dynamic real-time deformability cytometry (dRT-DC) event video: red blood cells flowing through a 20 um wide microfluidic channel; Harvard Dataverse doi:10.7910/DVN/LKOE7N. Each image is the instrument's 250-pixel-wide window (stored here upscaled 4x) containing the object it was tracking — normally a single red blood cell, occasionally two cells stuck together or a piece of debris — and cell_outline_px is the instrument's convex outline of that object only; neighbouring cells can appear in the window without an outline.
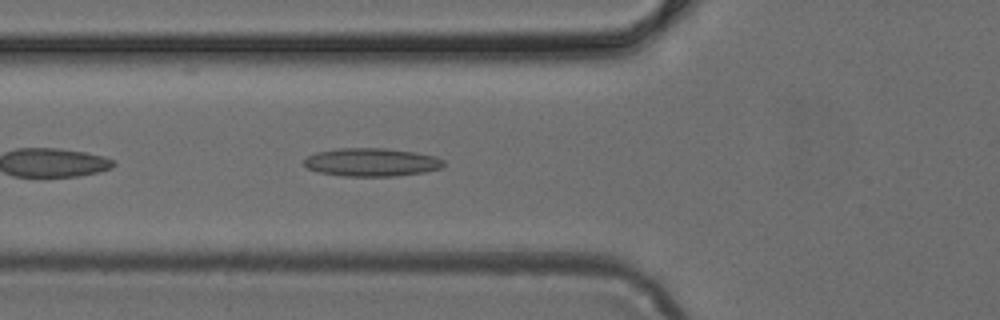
{"species": "common noctule bat (a hibernating species)", "species_latin": "Nyctalus noctula", "temperature_condition": "cold", "stored_images_in_passage": 34, "camera_frame_rate_fps": 3000, "um_per_image_px": 0.085, "animal": {"sex": "female", "body_mass_g": 24.6, "forearm_length_mm": 56.2}, "frame": {"image": 1, "passage_image": 4, "time_ms": 1.0, "image_size_px": [1000, 320], "cell_outline_px": [[444, 164], [440, 168], [424, 172], [396, 176], [344, 176], [320, 172], [308, 168], [304, 164], [304, 160], [308, 156], [316, 152], [340, 148], [384, 148], [416, 152], [436, 156], [444, 160]], "centroid_in_image_um": [31.6, 13.78], "position_along_channel_um": 94.2, "area_um2": 22.89}}
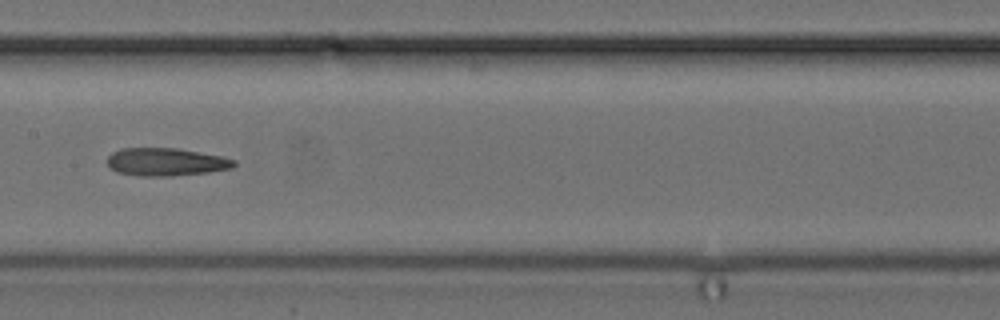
{"frame": {"image": 2, "passage_image": 11, "time_ms": 3.333, "image_size_px": [1000, 320], "cell_outline_px": [[236, 164], [232, 168], [208, 172], [172, 176], [140, 176], [116, 172], [108, 164], [108, 156], [112, 152], [120, 148], [176, 148], [220, 156], [236, 160]], "centroid_in_image_um": [14.09, 13.76], "position_along_channel_um": 193.3, "area_um2": 20.52}}
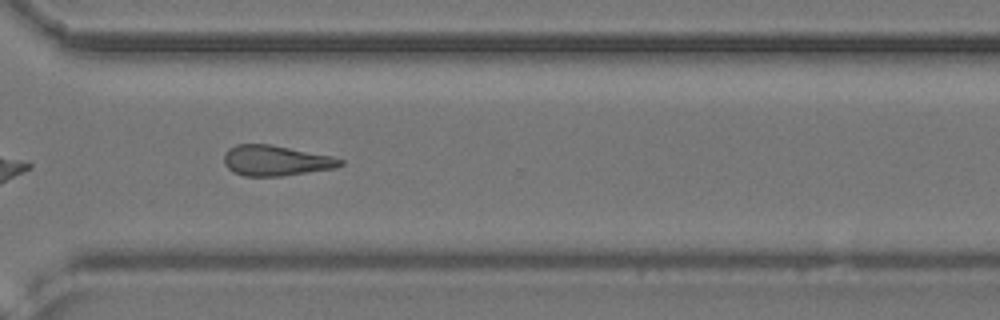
{"frame": {"image": 3, "passage_image": 22, "time_ms": 7.0, "image_size_px": [1000, 320], "cell_outline_px": [[344, 164], [336, 168], [284, 176], [244, 176], [228, 168], [224, 164], [224, 152], [228, 148], [236, 144], [268, 144], [332, 156], [344, 160]], "centroid_in_image_um": [23.45, 13.65], "position_along_channel_um": 347.2, "area_um2": 20.63}}